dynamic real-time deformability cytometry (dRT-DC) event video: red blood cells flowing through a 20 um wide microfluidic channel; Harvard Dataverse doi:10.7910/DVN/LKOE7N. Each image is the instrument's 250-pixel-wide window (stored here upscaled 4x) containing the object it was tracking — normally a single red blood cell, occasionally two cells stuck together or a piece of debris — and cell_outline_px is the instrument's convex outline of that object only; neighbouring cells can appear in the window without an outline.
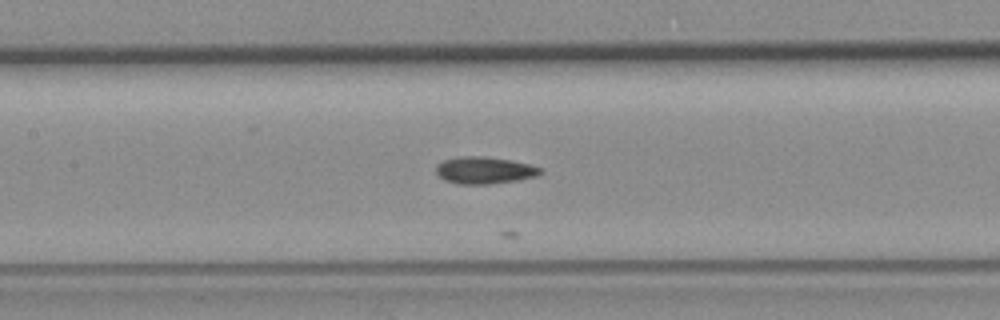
{"species": "common noctule bat (a hibernating species)", "species_latin": "Nyctalus noctula", "temperature_condition": "room temperature", "stored_images_in_passage": 16, "camera_frame_rate_fps": 3000, "um_per_image_px": 0.085, "animal": {"sex": "female", "body_mass_g": 19.3, "forearm_length_mm": 54.1}, "frame": {"image": 1, "passage_image": 10, "time_ms": 3.0, "image_size_px": [1000, 320], "cell_outline_px": [[544, 172], [536, 176], [516, 180], [492, 184], [456, 184], [444, 180], [436, 172], [436, 164], [444, 160], [460, 156], [484, 156], [512, 160], [532, 164], [544, 168]], "centroid_in_image_um": [41.21, 14.47], "position_along_channel_um": 166.2, "area_um2": 16.7}}
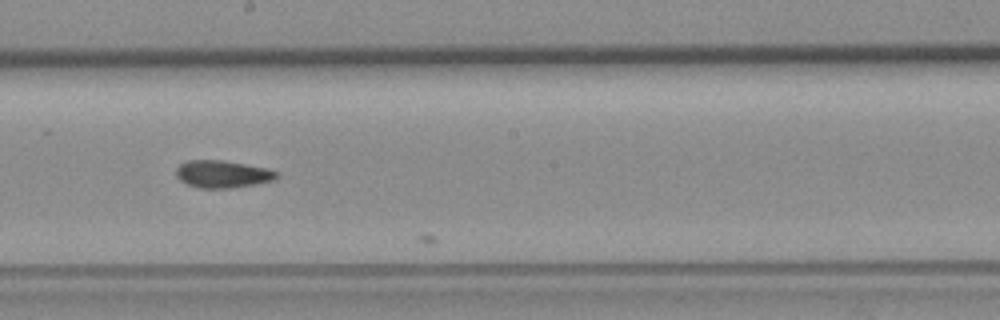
{"frame": {"image": 2, "passage_image": 15, "time_ms": 4.667, "image_size_px": [1000, 320], "cell_outline_px": [[280, 176], [276, 180], [256, 184], [232, 188], [200, 188], [188, 184], [180, 180], [176, 176], [176, 168], [180, 164], [188, 160], [224, 160], [264, 168], [280, 172]], "centroid_in_image_um": [18.94, 14.8], "position_along_channel_um": 229.3, "area_um2": 16.13}}